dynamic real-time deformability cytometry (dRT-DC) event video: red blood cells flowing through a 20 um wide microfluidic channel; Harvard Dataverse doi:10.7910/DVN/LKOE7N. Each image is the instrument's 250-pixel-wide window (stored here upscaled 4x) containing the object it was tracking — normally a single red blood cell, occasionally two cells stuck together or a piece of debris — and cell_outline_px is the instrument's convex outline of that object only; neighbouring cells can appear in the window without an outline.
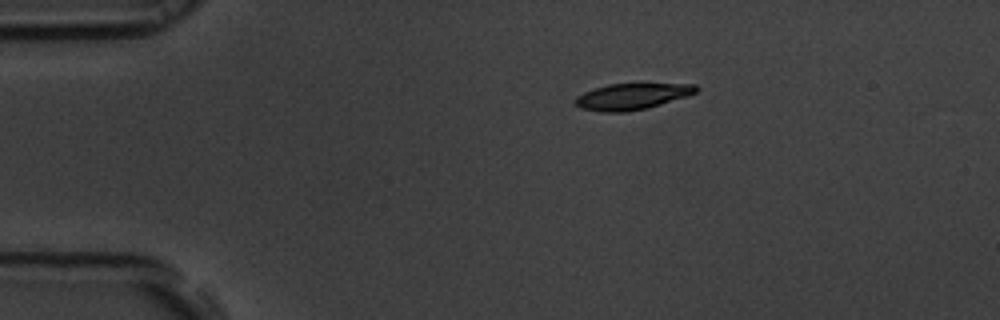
{"species": "common noctule bat (a hibernating species)", "species_latin": "Nyctalus noctula", "temperature_condition": "room temperature", "stored_images_in_passage": 45, "camera_frame_rate_fps": 3000, "um_per_image_px": 0.085, "animal": {"sex": "male", "body_mass_g": 19.5, "forearm_length_mm": 54.6}, "frame": {"image": 1, "passage_image": 1, "time_ms": 0.0, "image_size_px": [1000, 320], "cell_outline_px": [[700, 88], [696, 92], [688, 96], [648, 108], [628, 112], [600, 112], [580, 108], [572, 100], [576, 96], [592, 88], [608, 84], [696, 84]], "centroid_in_image_um": [53.69, 8.2], "position_along_channel_um": 31.3, "area_um2": 18.67}}
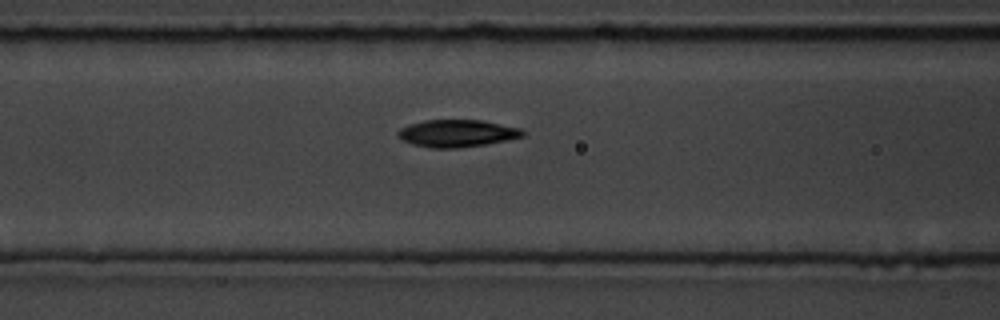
{"frame": {"image": 2, "passage_image": 13, "time_ms": 4.0, "image_size_px": [1000, 320], "cell_outline_px": [[524, 136], [484, 144], [456, 148], [432, 148], [412, 144], [400, 140], [396, 136], [396, 132], [400, 128], [408, 124], [424, 120], [484, 120], [520, 128], [524, 132]], "centroid_in_image_um": [38.77, 11.32], "position_along_channel_um": 127.8, "area_um2": 19.88}}
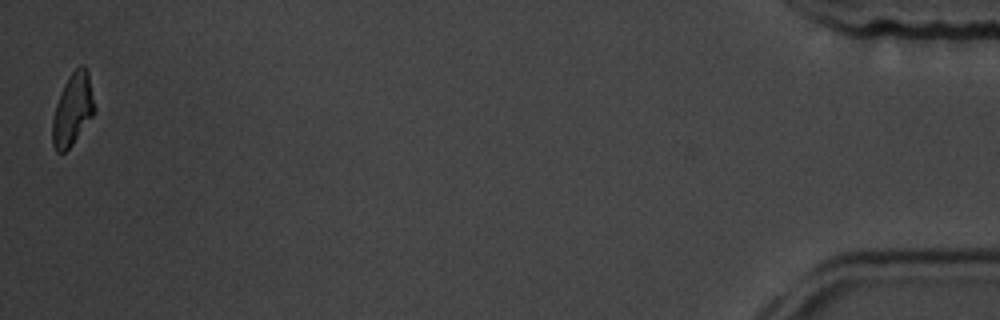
{"frame": {"image": 3, "passage_image": 45, "time_ms": 14.667, "image_size_px": [1000, 320], "cell_outline_px": [[96, 112], [72, 144], [64, 152], [56, 152], [52, 144], [52, 120], [56, 104], [60, 92], [64, 84], [72, 72], [80, 64], [84, 64], [88, 72], [96, 108]], "centroid_in_image_um": [6.19, 9.29], "position_along_channel_um": 429.0, "area_um2": 17.74}, "authors_computed_cell_mechanics": {"area_um2": 19.4208, "velocity_mm_per_s": 3.7173, "shape_relaxation_time_tau1_ms": 2.9986, "shape_relaxation_time_tau2_ms": 4.2841, "deformation_change_tau1": 0.145, "deformation_change_tau2": 0.0887}}